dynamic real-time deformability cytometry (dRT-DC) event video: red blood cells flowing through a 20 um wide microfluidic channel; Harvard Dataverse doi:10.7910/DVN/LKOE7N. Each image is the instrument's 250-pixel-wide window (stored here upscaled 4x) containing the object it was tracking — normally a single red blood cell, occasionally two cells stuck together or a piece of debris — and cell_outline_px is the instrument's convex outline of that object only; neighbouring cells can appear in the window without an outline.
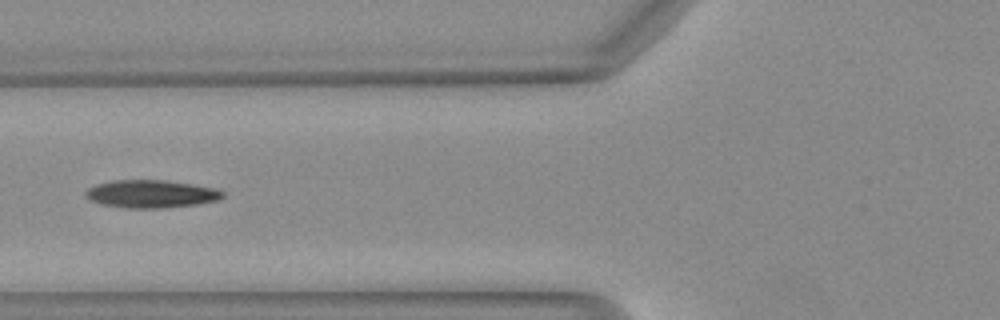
{"species": "Egyptian fruit bat (a non-hibernating species)", "species_latin": "Rousettus aegyptiacus", "temperature_condition": "warm", "stored_images_in_passage": 20, "camera_frame_rate_fps": 3000, "um_per_image_px": 0.085, "animal": {"sex": "female"}, "frame": {"image": 1, "passage_image": 6, "time_ms": 1.667, "image_size_px": [1000, 320], "cell_outline_px": [[224, 196], [216, 200], [196, 204], [160, 208], [124, 208], [100, 204], [88, 200], [84, 196], [84, 192], [88, 188], [96, 184], [112, 180], [164, 180], [192, 184], [212, 188], [224, 192]], "centroid_in_image_um": [12.75, 16.48], "position_along_channel_um": 113.1, "area_um2": 22.2}}